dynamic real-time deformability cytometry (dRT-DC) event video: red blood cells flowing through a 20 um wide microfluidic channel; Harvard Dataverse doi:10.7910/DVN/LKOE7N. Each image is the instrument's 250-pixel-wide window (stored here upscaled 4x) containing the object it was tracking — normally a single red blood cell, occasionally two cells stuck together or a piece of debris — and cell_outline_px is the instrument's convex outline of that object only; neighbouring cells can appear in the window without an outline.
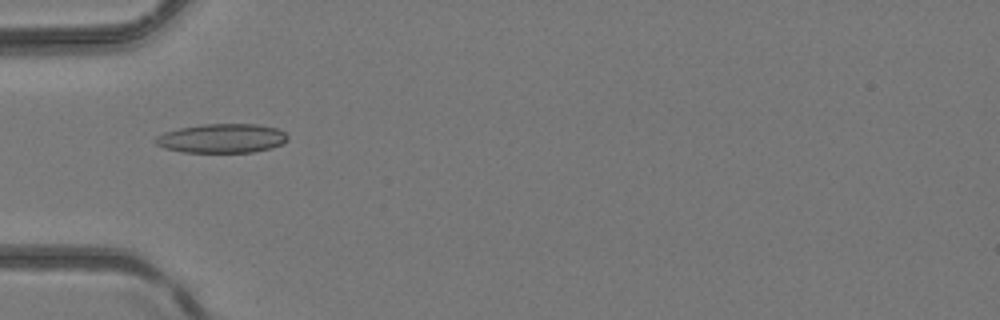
{"species": "common noctule bat (a hibernating species)", "species_latin": "Nyctalus noctula", "temperature_condition": "room temperature", "stored_images_in_passage": 5, "camera_frame_rate_fps": 3000, "um_per_image_px": 0.085, "animal": {"sex": "female", "body_mass_g": 24.6, "forearm_length_mm": 56.2}, "frame": {"image": 1, "passage_image": 5, "time_ms": 1.333, "image_size_px": [1000, 320], "cell_outline_px": [[288, 140], [272, 148], [252, 152], [184, 152], [164, 148], [156, 144], [156, 136], [164, 132], [180, 128], [204, 124], [256, 124], [276, 128], [284, 132], [288, 136]], "centroid_in_image_um": [18.87, 11.76], "position_along_channel_um": 66.1, "area_um2": 22.31}}